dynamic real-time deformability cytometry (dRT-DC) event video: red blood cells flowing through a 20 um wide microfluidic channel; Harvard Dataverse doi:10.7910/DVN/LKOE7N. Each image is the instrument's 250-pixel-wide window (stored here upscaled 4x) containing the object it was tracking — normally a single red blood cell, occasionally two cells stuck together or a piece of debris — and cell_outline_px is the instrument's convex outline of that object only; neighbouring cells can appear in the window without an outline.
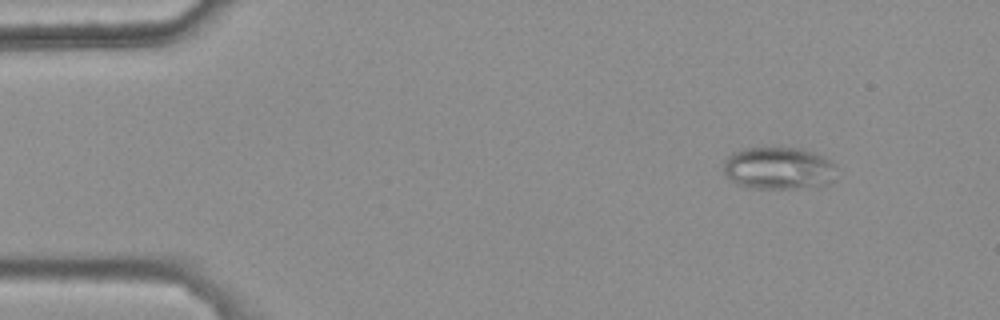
{"species": "common noctule bat (a hibernating species)", "species_latin": "Nyctalus noctula", "temperature_condition": "warm", "stored_images_in_passage": 47, "camera_frame_rate_fps": 3000, "um_per_image_px": 0.085, "animal": {"sex": "female", "body_mass_g": 25.1}, "frame": {"image": 1, "passage_image": 5, "time_ms": 1.333, "image_size_px": [1000, 320], "cell_outline_px": [[836, 164], [832, 180], [828, 184], [816, 188], [748, 188], [736, 184], [728, 180], [724, 172], [724, 160], [732, 152], [744, 148], [800, 148], [812, 152], [832, 160]], "centroid_in_image_um": [66.17, 14.32], "position_along_channel_um": 18.8, "area_um2": 28.32}}
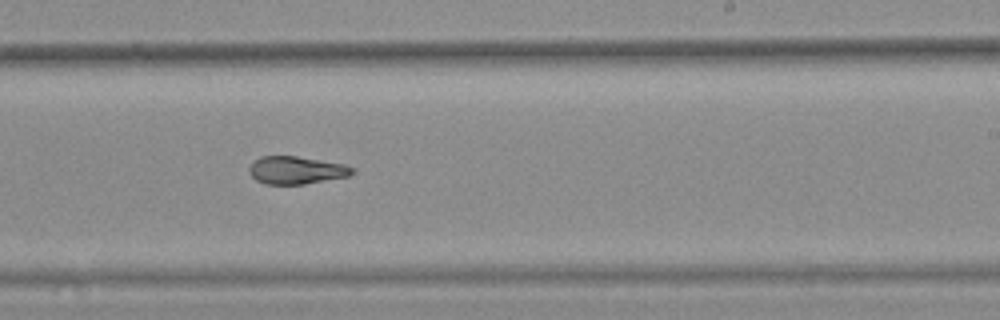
{"frame": {"image": 2, "passage_image": 32, "time_ms": 10.333, "image_size_px": [1000, 320], "cell_outline_px": [[356, 172], [348, 176], [304, 184], [268, 184], [256, 180], [248, 172], [248, 168], [260, 156], [296, 156], [344, 164], [356, 168]], "centroid_in_image_um": [25.21, 14.46], "position_along_channel_um": 263.8, "area_um2": 16.59}}
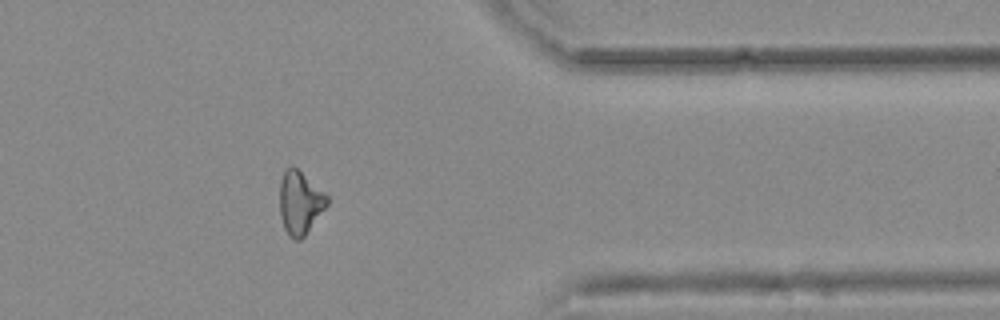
{"frame": {"image": 3, "passage_image": 43, "time_ms": 14.0, "image_size_px": [1000, 320], "cell_outline_px": [[328, 204], [304, 236], [300, 240], [296, 240], [288, 236], [284, 228], [280, 216], [280, 180], [284, 172], [292, 164], [324, 192], [328, 196]], "centroid_in_image_um": [25.48, 17.23], "position_along_channel_um": 385.9, "area_um2": 17.28}, "authors_computed_cell_mechanics": {"area_um2": 17.918, "velocity_mm_per_s": 3.7402, "shape_relaxation_time_tau1_ms": null, "shape_relaxation_time_tau2_ms": 3.1327, "deformation_change_tau1": null, "deformation_change_tau2": 0.0632}}